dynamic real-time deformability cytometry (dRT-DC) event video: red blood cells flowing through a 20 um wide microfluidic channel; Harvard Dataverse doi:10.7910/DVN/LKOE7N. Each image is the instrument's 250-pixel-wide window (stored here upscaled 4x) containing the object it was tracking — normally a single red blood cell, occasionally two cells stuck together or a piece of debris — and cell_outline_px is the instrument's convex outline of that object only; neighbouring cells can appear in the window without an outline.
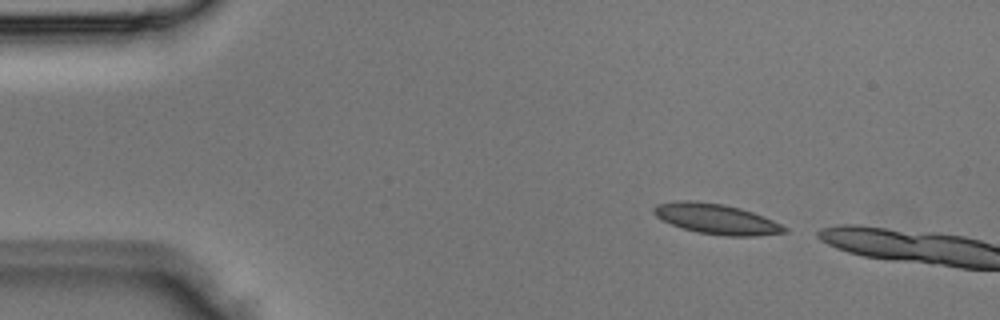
{"species": "Egyptian fruit bat (a non-hibernating species)", "species_latin": "Rousettus aegyptiacus", "temperature_condition": "room temperature", "stored_images_in_passage": 2, "camera_frame_rate_fps": 3000, "um_per_image_px": 0.085, "animal": {"sex": "male"}, "frame": {"image": 1, "passage_image": 1, "time_ms": 0.0, "image_size_px": [1000, 320], "cell_outline_px": [[788, 232], [756, 236], [728, 236], [700, 232], [684, 228], [672, 224], [656, 216], [652, 212], [652, 208], [656, 204], [676, 200], [692, 200], [724, 204], [740, 208], [752, 212], [772, 220], [788, 228]], "centroid_in_image_um": [60.88, 18.59], "position_along_channel_um": 24.1, "area_um2": 22.89}}